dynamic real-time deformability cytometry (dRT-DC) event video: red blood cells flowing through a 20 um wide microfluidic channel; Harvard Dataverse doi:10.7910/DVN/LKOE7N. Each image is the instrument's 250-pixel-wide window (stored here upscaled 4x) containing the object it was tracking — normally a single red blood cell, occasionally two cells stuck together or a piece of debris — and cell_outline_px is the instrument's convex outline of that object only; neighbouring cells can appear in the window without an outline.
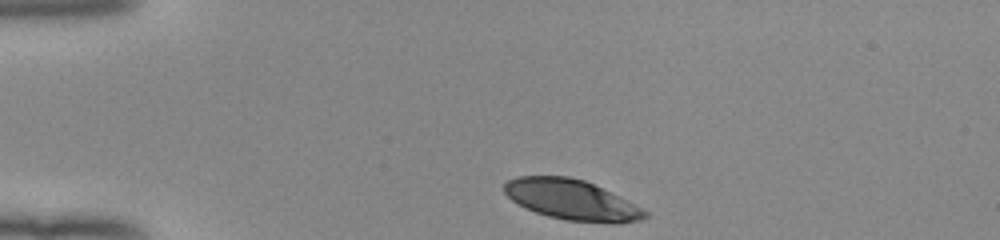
{"species": "human", "species_latin": "Homo sapiens", "temperature_condition": "room temperature", "stored_images_in_passage": 34, "camera_frame_rate_fps": 3000, "um_per_image_px": 0.085, "donor": {"sex": "female"}, "frame": {"image": 1, "passage_image": 1, "time_ms": 0.0, "image_size_px": [1000, 240], "cell_outline_px": [[648, 216], [640, 220], [616, 224], [612, 224], [564, 220], [548, 216], [524, 208], [512, 200], [504, 192], [504, 184], [508, 180], [516, 176], [568, 176], [584, 180], [648, 212]], "centroid_in_image_um": [48.53, 17.0], "position_along_channel_um": 36.5, "area_um2": 32.66}}
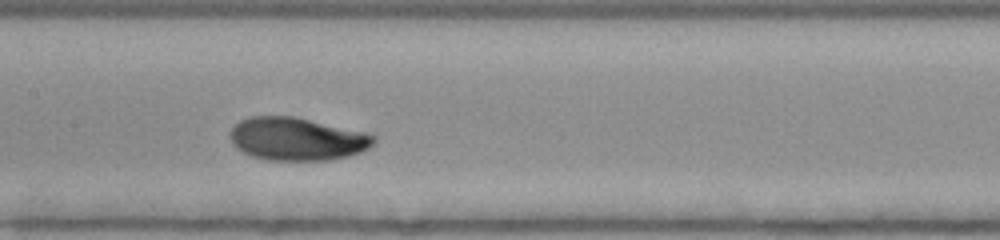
{"frame": {"image": 2, "passage_image": 16, "time_ms": 5.0, "image_size_px": [1000, 240], "cell_outline_px": [[376, 140], [368, 148], [360, 152], [348, 156], [328, 160], [264, 160], [252, 156], [236, 148], [232, 144], [228, 136], [228, 132], [240, 120], [248, 116], [292, 116], [364, 132], [376, 136]], "centroid_in_image_um": [25.18, 11.81], "position_along_channel_um": 182.2, "area_um2": 35.95}}
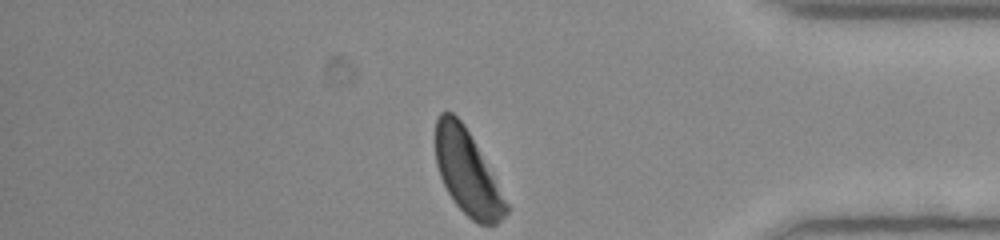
{"frame": {"image": 3, "passage_image": 34, "time_ms": 11.0, "image_size_px": [1000, 240], "cell_outline_px": [[512, 208], [496, 224], [476, 224], [452, 200], [440, 176], [436, 164], [436, 120], [440, 112], [452, 112], [464, 124]], "centroid_in_image_um": [39.74, 14.69], "position_along_channel_um": 395.5, "area_um2": 34.45}, "authors_computed_cell_mechanics": {"area_um2": 35.0846, "velocity_mm_per_s": 3.9313, "shape_relaxation_time_tau1_ms": 3.45, "shape_relaxation_time_tau2_ms": null, "deformation_change_tau1": 0.1591, "deformation_change_tau2": null}}